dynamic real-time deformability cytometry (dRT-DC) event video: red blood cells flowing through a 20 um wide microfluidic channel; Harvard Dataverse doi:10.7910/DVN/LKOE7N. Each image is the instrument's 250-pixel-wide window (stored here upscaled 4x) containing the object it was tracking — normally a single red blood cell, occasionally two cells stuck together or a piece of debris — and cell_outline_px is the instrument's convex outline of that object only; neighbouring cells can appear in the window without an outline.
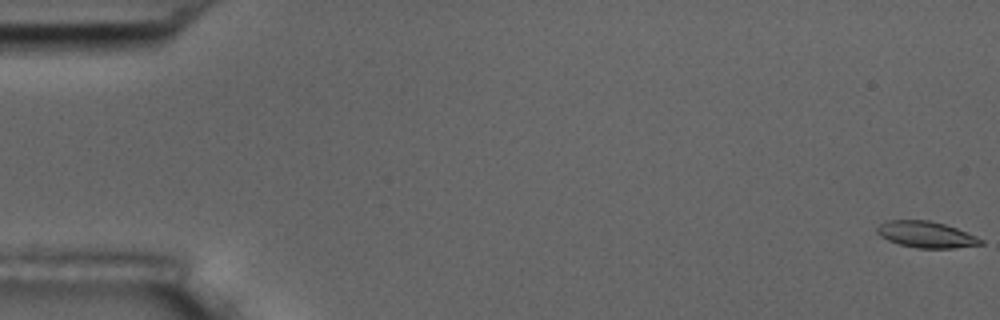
{"species": "common noctule bat (a hibernating species)", "species_latin": "Nyctalus noctula", "temperature_condition": "room temperature", "stored_images_in_passage": 57, "camera_frame_rate_fps": 3000, "um_per_image_px": 0.085, "animal": {"sex": "male", "body_mass_g": 17.5, "forearm_length_mm": 52.3}, "frame": {"image": 1, "passage_image": 1, "time_ms": 0.0, "image_size_px": [1000, 320], "cell_outline_px": [[984, 244], [952, 248], [916, 248], [900, 244], [888, 240], [880, 236], [876, 232], [876, 228], [880, 224], [888, 220], [928, 220], [944, 224], [956, 228], [976, 236], [984, 240]], "centroid_in_image_um": [78.72, 19.93], "position_along_channel_um": 6.3, "area_um2": 15.84}}
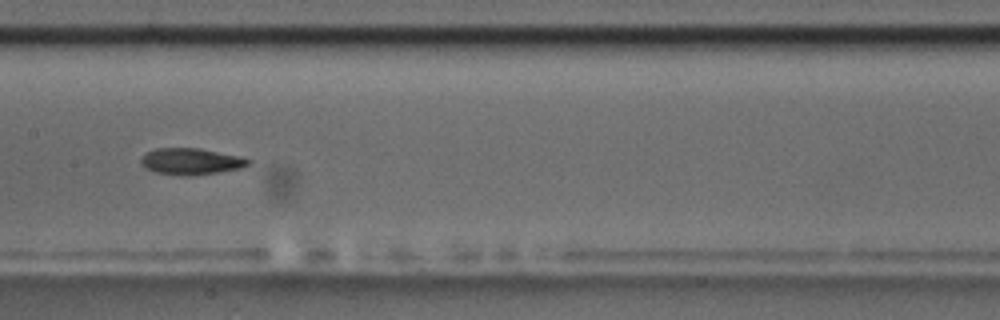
{"frame": {"image": 2, "passage_image": 29, "time_ms": 9.333, "image_size_px": [1000, 320], "cell_outline_px": [[252, 160], [248, 164], [240, 168], [192, 176], [180, 176], [156, 172], [140, 164], [140, 160], [148, 152], [156, 148], [200, 148], [240, 156]], "centroid_in_image_um": [16.24, 13.72], "position_along_channel_um": 191.2, "area_um2": 16.42}}
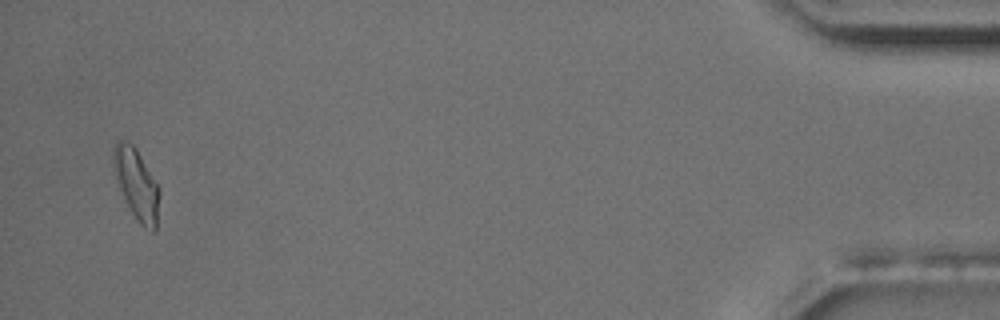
{"frame": {"image": 3, "passage_image": 55, "time_ms": 18.0, "image_size_px": [1000, 320], "cell_outline_px": [[160, 192], [156, 232], [152, 232], [144, 228], [140, 224], [132, 212], [120, 188], [112, 164], [112, 148], [120, 140], [124, 140], [132, 144], [136, 148], [160, 188]], "centroid_in_image_um": [11.63, 15.66], "position_along_channel_um": 423.6, "area_um2": 18.84}, "authors_computed_cell_mechanics": {"area_um2": 16.2996, "velocity_mm_per_s": 3.631, "shape_relaxation_time_tau1_ms": 2.8683, "shape_relaxation_time_tau2_ms": 5.1688, "deformation_change_tau1": 0.1344, "deformation_change_tau2": 0.0954}}